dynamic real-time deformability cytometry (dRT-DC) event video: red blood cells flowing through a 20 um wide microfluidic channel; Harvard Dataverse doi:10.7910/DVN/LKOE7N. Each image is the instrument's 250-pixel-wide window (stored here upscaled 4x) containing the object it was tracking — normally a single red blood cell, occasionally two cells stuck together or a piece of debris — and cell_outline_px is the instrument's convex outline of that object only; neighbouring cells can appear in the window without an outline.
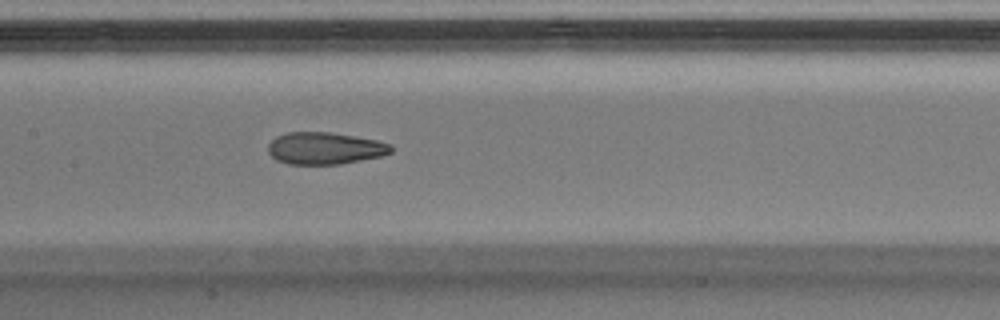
{"species": "Egyptian fruit bat (a non-hibernating species)", "species_latin": "Rousettus aegyptiacus", "temperature_condition": "warm", "stored_images_in_passage": 41, "camera_frame_rate_fps": 3000, "um_per_image_px": 0.085, "animal": {"sex": "male"}, "frame": {"image": 1, "passage_image": 24, "time_ms": 7.667, "image_size_px": [1000, 320], "cell_outline_px": [[392, 152], [380, 156], [340, 164], [288, 164], [276, 160], [268, 152], [268, 144], [276, 136], [288, 132], [332, 132], [376, 140], [392, 144]], "centroid_in_image_um": [27.6, 12.6], "position_along_channel_um": 179.8, "area_um2": 22.95}}